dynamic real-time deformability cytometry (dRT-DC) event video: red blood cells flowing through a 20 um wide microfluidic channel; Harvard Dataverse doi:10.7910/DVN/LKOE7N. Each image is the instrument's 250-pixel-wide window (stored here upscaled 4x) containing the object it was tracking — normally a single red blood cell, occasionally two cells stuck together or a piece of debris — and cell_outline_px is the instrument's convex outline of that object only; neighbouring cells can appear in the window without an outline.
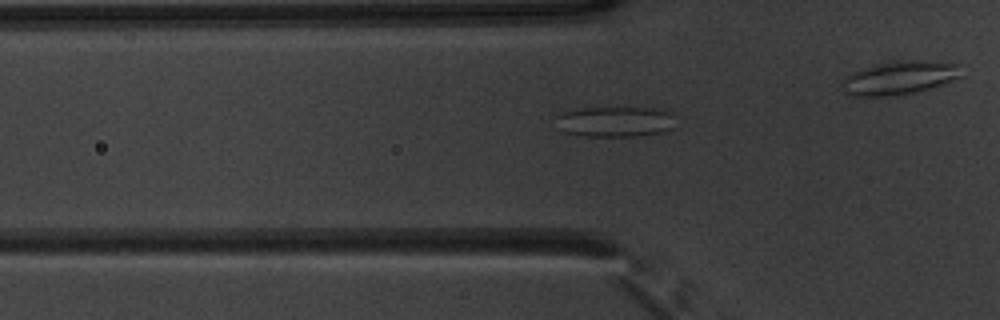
{"species": "common noctule bat (a hibernating species)", "species_latin": "Nyctalus noctula", "temperature_condition": "warm", "stored_images_in_passage": 42, "segment_of_instrument_passage": [1, 2], "camera_frame_rate_fps": 3000, "um_per_image_px": 0.085, "animal": {"sex": "male", "body_mass_g": 20.1, "forearm_length_mm": 53.5}, "frame": {"image": 1, "passage_image": 18, "time_ms": 5.667, "image_size_px": [1000, 320], "cell_outline_px": [[672, 128], [664, 132], [636, 136], [584, 136], [564, 132], [552, 116], [564, 112], [584, 108], [652, 108], [668, 112]], "centroid_in_image_um": [52.19, 10.35], "position_along_channel_um": 73.6, "area_um2": 20.81}}
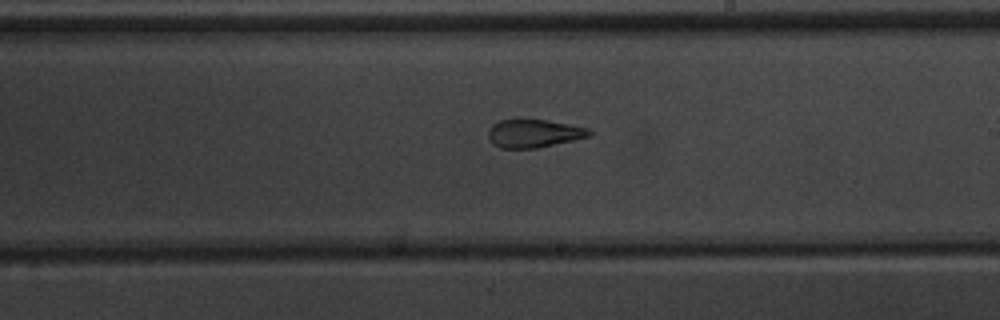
{"frame": {"image": 2, "passage_image": 31, "time_ms": 10.0, "image_size_px": [1000, 320], "cell_outline_px": [[592, 136], [536, 148], [500, 148], [488, 136], [488, 128], [492, 124], [500, 120], [516, 116], [544, 120], [568, 124], [588, 128], [592, 132]], "centroid_in_image_um": [45.35, 11.29], "position_along_channel_um": 243.7, "area_um2": 16.94}}
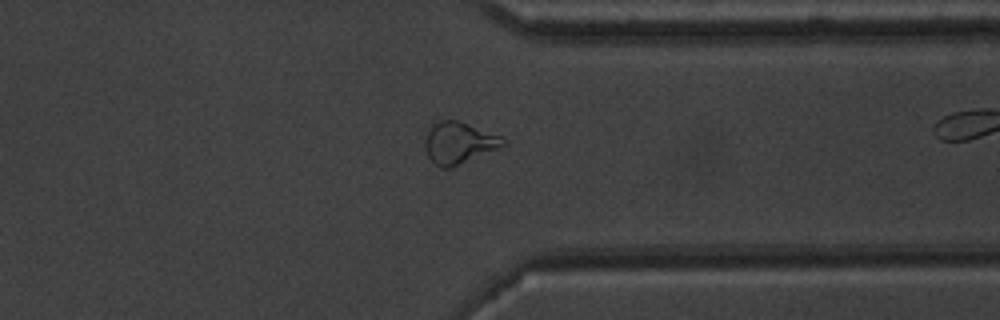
{"frame": {"image": 3, "passage_image": 41, "time_ms": 13.333, "image_size_px": [1000, 320], "cell_outline_px": [[508, 144], [452, 168], [440, 168], [428, 156], [424, 144], [424, 140], [432, 124], [440, 120], [456, 120], [500, 136], [508, 140]], "centroid_in_image_um": [39.01, 12.16], "position_along_channel_um": 372.4, "area_um2": 18.84}}